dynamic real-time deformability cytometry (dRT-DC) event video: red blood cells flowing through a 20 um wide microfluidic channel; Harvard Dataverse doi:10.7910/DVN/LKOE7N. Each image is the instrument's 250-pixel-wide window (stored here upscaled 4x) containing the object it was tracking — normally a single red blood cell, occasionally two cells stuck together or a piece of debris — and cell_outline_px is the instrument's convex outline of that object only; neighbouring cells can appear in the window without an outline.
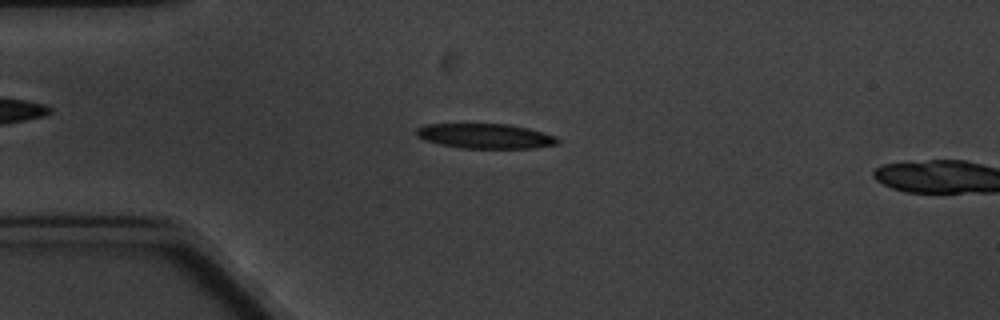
{"species": "common noctule bat (a hibernating species)", "species_latin": "Nyctalus noctula", "temperature_condition": "cold", "stored_images_in_passage": 4, "camera_frame_rate_fps": 3000, "um_per_image_px": 0.085, "animal": {"sex": "male", "body_mass_g": 20.1, "forearm_length_mm": 53.5}, "frame": {"image": 1, "passage_image": 3, "time_ms": 2.333, "image_size_px": [1000, 320], "cell_outline_px": [[560, 140], [556, 144], [532, 148], [460, 148], [440, 144], [424, 140], [416, 136], [416, 128], [424, 124], [508, 124], [528, 128], [556, 136]], "centroid_in_image_um": [41.22, 11.56], "position_along_channel_um": 43.8, "area_um2": 20.46}}